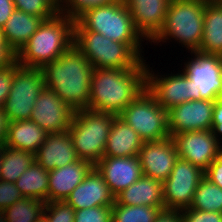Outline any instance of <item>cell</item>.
<instances>
[{
	"label": "cell",
	"instance_id": "obj_50",
	"mask_svg": "<svg viewBox=\"0 0 222 222\" xmlns=\"http://www.w3.org/2000/svg\"><path fill=\"white\" fill-rule=\"evenodd\" d=\"M219 98L222 99V89H221V92H220Z\"/></svg>",
	"mask_w": 222,
	"mask_h": 222
},
{
	"label": "cell",
	"instance_id": "obj_46",
	"mask_svg": "<svg viewBox=\"0 0 222 222\" xmlns=\"http://www.w3.org/2000/svg\"><path fill=\"white\" fill-rule=\"evenodd\" d=\"M208 3L222 4V0H206Z\"/></svg>",
	"mask_w": 222,
	"mask_h": 222
},
{
	"label": "cell",
	"instance_id": "obj_24",
	"mask_svg": "<svg viewBox=\"0 0 222 222\" xmlns=\"http://www.w3.org/2000/svg\"><path fill=\"white\" fill-rule=\"evenodd\" d=\"M47 132L28 119L9 122L5 146L35 154L46 139Z\"/></svg>",
	"mask_w": 222,
	"mask_h": 222
},
{
	"label": "cell",
	"instance_id": "obj_16",
	"mask_svg": "<svg viewBox=\"0 0 222 222\" xmlns=\"http://www.w3.org/2000/svg\"><path fill=\"white\" fill-rule=\"evenodd\" d=\"M143 175L164 182L171 174L179 154L172 137L144 142L138 154Z\"/></svg>",
	"mask_w": 222,
	"mask_h": 222
},
{
	"label": "cell",
	"instance_id": "obj_7",
	"mask_svg": "<svg viewBox=\"0 0 222 222\" xmlns=\"http://www.w3.org/2000/svg\"><path fill=\"white\" fill-rule=\"evenodd\" d=\"M73 45L96 69L138 68L144 61L126 43L93 31H74Z\"/></svg>",
	"mask_w": 222,
	"mask_h": 222
},
{
	"label": "cell",
	"instance_id": "obj_5",
	"mask_svg": "<svg viewBox=\"0 0 222 222\" xmlns=\"http://www.w3.org/2000/svg\"><path fill=\"white\" fill-rule=\"evenodd\" d=\"M206 3V0L171 1L165 24L151 43L158 45L174 38L189 52L198 51L202 42Z\"/></svg>",
	"mask_w": 222,
	"mask_h": 222
},
{
	"label": "cell",
	"instance_id": "obj_20",
	"mask_svg": "<svg viewBox=\"0 0 222 222\" xmlns=\"http://www.w3.org/2000/svg\"><path fill=\"white\" fill-rule=\"evenodd\" d=\"M34 155L35 161L48 172L79 160L69 131L47 133Z\"/></svg>",
	"mask_w": 222,
	"mask_h": 222
},
{
	"label": "cell",
	"instance_id": "obj_17",
	"mask_svg": "<svg viewBox=\"0 0 222 222\" xmlns=\"http://www.w3.org/2000/svg\"><path fill=\"white\" fill-rule=\"evenodd\" d=\"M94 167L103 176L111 193L117 196L143 176L138 155L130 157H103Z\"/></svg>",
	"mask_w": 222,
	"mask_h": 222
},
{
	"label": "cell",
	"instance_id": "obj_35",
	"mask_svg": "<svg viewBox=\"0 0 222 222\" xmlns=\"http://www.w3.org/2000/svg\"><path fill=\"white\" fill-rule=\"evenodd\" d=\"M74 222H112V206L75 210Z\"/></svg>",
	"mask_w": 222,
	"mask_h": 222
},
{
	"label": "cell",
	"instance_id": "obj_47",
	"mask_svg": "<svg viewBox=\"0 0 222 222\" xmlns=\"http://www.w3.org/2000/svg\"><path fill=\"white\" fill-rule=\"evenodd\" d=\"M3 146L4 145H0V166H1V160H2V155H3Z\"/></svg>",
	"mask_w": 222,
	"mask_h": 222
},
{
	"label": "cell",
	"instance_id": "obj_28",
	"mask_svg": "<svg viewBox=\"0 0 222 222\" xmlns=\"http://www.w3.org/2000/svg\"><path fill=\"white\" fill-rule=\"evenodd\" d=\"M35 161L32 152L3 146L0 166V180L15 183L27 168Z\"/></svg>",
	"mask_w": 222,
	"mask_h": 222
},
{
	"label": "cell",
	"instance_id": "obj_18",
	"mask_svg": "<svg viewBox=\"0 0 222 222\" xmlns=\"http://www.w3.org/2000/svg\"><path fill=\"white\" fill-rule=\"evenodd\" d=\"M135 28L144 39L152 41L165 24L170 0H124Z\"/></svg>",
	"mask_w": 222,
	"mask_h": 222
},
{
	"label": "cell",
	"instance_id": "obj_3",
	"mask_svg": "<svg viewBox=\"0 0 222 222\" xmlns=\"http://www.w3.org/2000/svg\"><path fill=\"white\" fill-rule=\"evenodd\" d=\"M75 19L58 12L43 20L27 43L16 53L20 66L42 69L59 58L74 41Z\"/></svg>",
	"mask_w": 222,
	"mask_h": 222
},
{
	"label": "cell",
	"instance_id": "obj_37",
	"mask_svg": "<svg viewBox=\"0 0 222 222\" xmlns=\"http://www.w3.org/2000/svg\"><path fill=\"white\" fill-rule=\"evenodd\" d=\"M22 198L23 196L15 183L0 180V210L10 207Z\"/></svg>",
	"mask_w": 222,
	"mask_h": 222
},
{
	"label": "cell",
	"instance_id": "obj_23",
	"mask_svg": "<svg viewBox=\"0 0 222 222\" xmlns=\"http://www.w3.org/2000/svg\"><path fill=\"white\" fill-rule=\"evenodd\" d=\"M116 204L164 207L163 182L143 175L115 196Z\"/></svg>",
	"mask_w": 222,
	"mask_h": 222
},
{
	"label": "cell",
	"instance_id": "obj_10",
	"mask_svg": "<svg viewBox=\"0 0 222 222\" xmlns=\"http://www.w3.org/2000/svg\"><path fill=\"white\" fill-rule=\"evenodd\" d=\"M190 53L193 58L184 63L182 71L194 82L195 100H217L222 89V57L199 51Z\"/></svg>",
	"mask_w": 222,
	"mask_h": 222
},
{
	"label": "cell",
	"instance_id": "obj_36",
	"mask_svg": "<svg viewBox=\"0 0 222 222\" xmlns=\"http://www.w3.org/2000/svg\"><path fill=\"white\" fill-rule=\"evenodd\" d=\"M183 222H222V213L193 208L180 210Z\"/></svg>",
	"mask_w": 222,
	"mask_h": 222
},
{
	"label": "cell",
	"instance_id": "obj_34",
	"mask_svg": "<svg viewBox=\"0 0 222 222\" xmlns=\"http://www.w3.org/2000/svg\"><path fill=\"white\" fill-rule=\"evenodd\" d=\"M43 216L49 222H74L75 210L66 201L45 202Z\"/></svg>",
	"mask_w": 222,
	"mask_h": 222
},
{
	"label": "cell",
	"instance_id": "obj_27",
	"mask_svg": "<svg viewBox=\"0 0 222 222\" xmlns=\"http://www.w3.org/2000/svg\"><path fill=\"white\" fill-rule=\"evenodd\" d=\"M24 198L48 202L49 172L36 161L15 182Z\"/></svg>",
	"mask_w": 222,
	"mask_h": 222
},
{
	"label": "cell",
	"instance_id": "obj_48",
	"mask_svg": "<svg viewBox=\"0 0 222 222\" xmlns=\"http://www.w3.org/2000/svg\"><path fill=\"white\" fill-rule=\"evenodd\" d=\"M39 222H49V221L43 216Z\"/></svg>",
	"mask_w": 222,
	"mask_h": 222
},
{
	"label": "cell",
	"instance_id": "obj_40",
	"mask_svg": "<svg viewBox=\"0 0 222 222\" xmlns=\"http://www.w3.org/2000/svg\"><path fill=\"white\" fill-rule=\"evenodd\" d=\"M14 60H16V53L8 44L2 29H0V69L9 66Z\"/></svg>",
	"mask_w": 222,
	"mask_h": 222
},
{
	"label": "cell",
	"instance_id": "obj_15",
	"mask_svg": "<svg viewBox=\"0 0 222 222\" xmlns=\"http://www.w3.org/2000/svg\"><path fill=\"white\" fill-rule=\"evenodd\" d=\"M215 101L191 100L168 110L169 134L211 130Z\"/></svg>",
	"mask_w": 222,
	"mask_h": 222
},
{
	"label": "cell",
	"instance_id": "obj_22",
	"mask_svg": "<svg viewBox=\"0 0 222 222\" xmlns=\"http://www.w3.org/2000/svg\"><path fill=\"white\" fill-rule=\"evenodd\" d=\"M144 141L139 134L119 116L114 118L104 157H130L139 154Z\"/></svg>",
	"mask_w": 222,
	"mask_h": 222
},
{
	"label": "cell",
	"instance_id": "obj_29",
	"mask_svg": "<svg viewBox=\"0 0 222 222\" xmlns=\"http://www.w3.org/2000/svg\"><path fill=\"white\" fill-rule=\"evenodd\" d=\"M190 208L222 213V189L204 176L193 195Z\"/></svg>",
	"mask_w": 222,
	"mask_h": 222
},
{
	"label": "cell",
	"instance_id": "obj_41",
	"mask_svg": "<svg viewBox=\"0 0 222 222\" xmlns=\"http://www.w3.org/2000/svg\"><path fill=\"white\" fill-rule=\"evenodd\" d=\"M211 131L213 132L214 137L218 141H221L219 136L222 135V99L220 98L215 100Z\"/></svg>",
	"mask_w": 222,
	"mask_h": 222
},
{
	"label": "cell",
	"instance_id": "obj_4",
	"mask_svg": "<svg viewBox=\"0 0 222 222\" xmlns=\"http://www.w3.org/2000/svg\"><path fill=\"white\" fill-rule=\"evenodd\" d=\"M74 31H93L113 41L126 43L141 59L144 40L135 28L130 11L124 0L92 7L81 13L74 23Z\"/></svg>",
	"mask_w": 222,
	"mask_h": 222
},
{
	"label": "cell",
	"instance_id": "obj_6",
	"mask_svg": "<svg viewBox=\"0 0 222 222\" xmlns=\"http://www.w3.org/2000/svg\"><path fill=\"white\" fill-rule=\"evenodd\" d=\"M116 116L89 109L74 111L68 131L79 159L94 166L104 157L107 138Z\"/></svg>",
	"mask_w": 222,
	"mask_h": 222
},
{
	"label": "cell",
	"instance_id": "obj_30",
	"mask_svg": "<svg viewBox=\"0 0 222 222\" xmlns=\"http://www.w3.org/2000/svg\"><path fill=\"white\" fill-rule=\"evenodd\" d=\"M44 209V201L23 197L3 212L7 222H39L43 217Z\"/></svg>",
	"mask_w": 222,
	"mask_h": 222
},
{
	"label": "cell",
	"instance_id": "obj_43",
	"mask_svg": "<svg viewBox=\"0 0 222 222\" xmlns=\"http://www.w3.org/2000/svg\"><path fill=\"white\" fill-rule=\"evenodd\" d=\"M14 10L13 0H0V29L4 27Z\"/></svg>",
	"mask_w": 222,
	"mask_h": 222
},
{
	"label": "cell",
	"instance_id": "obj_8",
	"mask_svg": "<svg viewBox=\"0 0 222 222\" xmlns=\"http://www.w3.org/2000/svg\"><path fill=\"white\" fill-rule=\"evenodd\" d=\"M144 142L170 137L168 110L162 108L145 88L119 115Z\"/></svg>",
	"mask_w": 222,
	"mask_h": 222
},
{
	"label": "cell",
	"instance_id": "obj_14",
	"mask_svg": "<svg viewBox=\"0 0 222 222\" xmlns=\"http://www.w3.org/2000/svg\"><path fill=\"white\" fill-rule=\"evenodd\" d=\"M74 110L46 87L37 96L30 120L47 133L68 131Z\"/></svg>",
	"mask_w": 222,
	"mask_h": 222
},
{
	"label": "cell",
	"instance_id": "obj_45",
	"mask_svg": "<svg viewBox=\"0 0 222 222\" xmlns=\"http://www.w3.org/2000/svg\"><path fill=\"white\" fill-rule=\"evenodd\" d=\"M0 222H7L6 216L3 212V210H0Z\"/></svg>",
	"mask_w": 222,
	"mask_h": 222
},
{
	"label": "cell",
	"instance_id": "obj_2",
	"mask_svg": "<svg viewBox=\"0 0 222 222\" xmlns=\"http://www.w3.org/2000/svg\"><path fill=\"white\" fill-rule=\"evenodd\" d=\"M42 72L47 89L52 90L74 111L87 109L93 67L75 45L44 66Z\"/></svg>",
	"mask_w": 222,
	"mask_h": 222
},
{
	"label": "cell",
	"instance_id": "obj_12",
	"mask_svg": "<svg viewBox=\"0 0 222 222\" xmlns=\"http://www.w3.org/2000/svg\"><path fill=\"white\" fill-rule=\"evenodd\" d=\"M146 65V89L164 109L195 100L194 82L183 72L159 75ZM153 72V73H152ZM157 74V75H156ZM163 76V77H162Z\"/></svg>",
	"mask_w": 222,
	"mask_h": 222
},
{
	"label": "cell",
	"instance_id": "obj_19",
	"mask_svg": "<svg viewBox=\"0 0 222 222\" xmlns=\"http://www.w3.org/2000/svg\"><path fill=\"white\" fill-rule=\"evenodd\" d=\"M65 201L74 210H82L96 206H112L115 203V196L103 176L93 167Z\"/></svg>",
	"mask_w": 222,
	"mask_h": 222
},
{
	"label": "cell",
	"instance_id": "obj_1",
	"mask_svg": "<svg viewBox=\"0 0 222 222\" xmlns=\"http://www.w3.org/2000/svg\"><path fill=\"white\" fill-rule=\"evenodd\" d=\"M146 65L144 61L138 68H93L87 109L118 116L146 88Z\"/></svg>",
	"mask_w": 222,
	"mask_h": 222
},
{
	"label": "cell",
	"instance_id": "obj_33",
	"mask_svg": "<svg viewBox=\"0 0 222 222\" xmlns=\"http://www.w3.org/2000/svg\"><path fill=\"white\" fill-rule=\"evenodd\" d=\"M116 0H57L58 11L76 19L85 10L113 3Z\"/></svg>",
	"mask_w": 222,
	"mask_h": 222
},
{
	"label": "cell",
	"instance_id": "obj_31",
	"mask_svg": "<svg viewBox=\"0 0 222 222\" xmlns=\"http://www.w3.org/2000/svg\"><path fill=\"white\" fill-rule=\"evenodd\" d=\"M164 207L112 205V222H155Z\"/></svg>",
	"mask_w": 222,
	"mask_h": 222
},
{
	"label": "cell",
	"instance_id": "obj_9",
	"mask_svg": "<svg viewBox=\"0 0 222 222\" xmlns=\"http://www.w3.org/2000/svg\"><path fill=\"white\" fill-rule=\"evenodd\" d=\"M45 87L42 69L20 66L15 60V75L3 105L8 121L30 119L37 96Z\"/></svg>",
	"mask_w": 222,
	"mask_h": 222
},
{
	"label": "cell",
	"instance_id": "obj_13",
	"mask_svg": "<svg viewBox=\"0 0 222 222\" xmlns=\"http://www.w3.org/2000/svg\"><path fill=\"white\" fill-rule=\"evenodd\" d=\"M179 158L206 171L219 157L222 145L211 130L182 132L172 136Z\"/></svg>",
	"mask_w": 222,
	"mask_h": 222
},
{
	"label": "cell",
	"instance_id": "obj_42",
	"mask_svg": "<svg viewBox=\"0 0 222 222\" xmlns=\"http://www.w3.org/2000/svg\"><path fill=\"white\" fill-rule=\"evenodd\" d=\"M155 222H183L180 210L162 209Z\"/></svg>",
	"mask_w": 222,
	"mask_h": 222
},
{
	"label": "cell",
	"instance_id": "obj_26",
	"mask_svg": "<svg viewBox=\"0 0 222 222\" xmlns=\"http://www.w3.org/2000/svg\"><path fill=\"white\" fill-rule=\"evenodd\" d=\"M201 53L222 57V4L206 3Z\"/></svg>",
	"mask_w": 222,
	"mask_h": 222
},
{
	"label": "cell",
	"instance_id": "obj_44",
	"mask_svg": "<svg viewBox=\"0 0 222 222\" xmlns=\"http://www.w3.org/2000/svg\"><path fill=\"white\" fill-rule=\"evenodd\" d=\"M8 125V118L5 112L3 111V108H0V145L5 144V140L8 133Z\"/></svg>",
	"mask_w": 222,
	"mask_h": 222
},
{
	"label": "cell",
	"instance_id": "obj_21",
	"mask_svg": "<svg viewBox=\"0 0 222 222\" xmlns=\"http://www.w3.org/2000/svg\"><path fill=\"white\" fill-rule=\"evenodd\" d=\"M93 167L89 161L79 159L49 171L48 202L65 201Z\"/></svg>",
	"mask_w": 222,
	"mask_h": 222
},
{
	"label": "cell",
	"instance_id": "obj_38",
	"mask_svg": "<svg viewBox=\"0 0 222 222\" xmlns=\"http://www.w3.org/2000/svg\"><path fill=\"white\" fill-rule=\"evenodd\" d=\"M15 75V60L7 67L0 69V108H3L10 93Z\"/></svg>",
	"mask_w": 222,
	"mask_h": 222
},
{
	"label": "cell",
	"instance_id": "obj_49",
	"mask_svg": "<svg viewBox=\"0 0 222 222\" xmlns=\"http://www.w3.org/2000/svg\"><path fill=\"white\" fill-rule=\"evenodd\" d=\"M171 1H193V0H170Z\"/></svg>",
	"mask_w": 222,
	"mask_h": 222
},
{
	"label": "cell",
	"instance_id": "obj_32",
	"mask_svg": "<svg viewBox=\"0 0 222 222\" xmlns=\"http://www.w3.org/2000/svg\"><path fill=\"white\" fill-rule=\"evenodd\" d=\"M15 9L41 17L43 20L54 17L59 11L57 0H13Z\"/></svg>",
	"mask_w": 222,
	"mask_h": 222
},
{
	"label": "cell",
	"instance_id": "obj_39",
	"mask_svg": "<svg viewBox=\"0 0 222 222\" xmlns=\"http://www.w3.org/2000/svg\"><path fill=\"white\" fill-rule=\"evenodd\" d=\"M204 176L222 189V149L219 157L204 172Z\"/></svg>",
	"mask_w": 222,
	"mask_h": 222
},
{
	"label": "cell",
	"instance_id": "obj_11",
	"mask_svg": "<svg viewBox=\"0 0 222 222\" xmlns=\"http://www.w3.org/2000/svg\"><path fill=\"white\" fill-rule=\"evenodd\" d=\"M204 171L179 158L170 176L163 182L164 209L189 208Z\"/></svg>",
	"mask_w": 222,
	"mask_h": 222
},
{
	"label": "cell",
	"instance_id": "obj_25",
	"mask_svg": "<svg viewBox=\"0 0 222 222\" xmlns=\"http://www.w3.org/2000/svg\"><path fill=\"white\" fill-rule=\"evenodd\" d=\"M43 19L15 9L2 28L8 44L17 53L38 29Z\"/></svg>",
	"mask_w": 222,
	"mask_h": 222
}]
</instances>
